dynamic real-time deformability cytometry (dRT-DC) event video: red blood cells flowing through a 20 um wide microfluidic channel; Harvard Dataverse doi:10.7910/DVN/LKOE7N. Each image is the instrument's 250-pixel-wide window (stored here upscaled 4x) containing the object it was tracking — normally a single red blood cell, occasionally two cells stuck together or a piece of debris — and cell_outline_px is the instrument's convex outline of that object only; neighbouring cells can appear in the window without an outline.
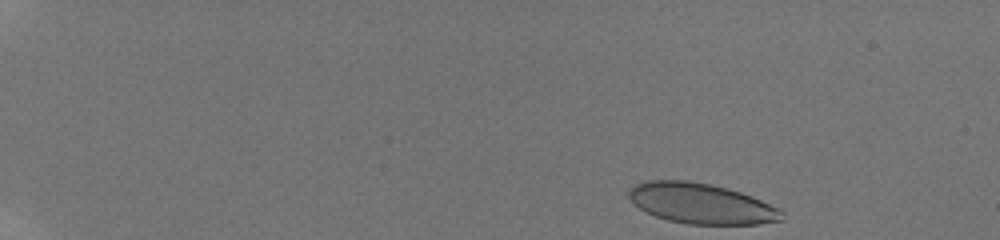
{"species": "human", "species_latin": "Homo sapiens", "temperature_condition": "room temperature", "stored_images_in_passage": 14, "camera_frame_rate_fps": 3000, "um_per_image_px": 0.085, "donor": {"sex": "male"}, "frame": {"image": 1, "passage_image": 1, "time_ms": 0.0, "image_size_px": [1000, 240], "cell_outline_px": [[784, 220], [760, 224], [688, 224], [668, 220], [656, 216], [640, 208], [628, 196], [628, 192], [636, 184], [644, 180], [688, 180], [728, 188], [752, 196], [780, 208], [784, 212]], "centroid_in_image_um": [59.65, 17.3], "position_along_channel_um": 25.3, "area_um2": 36.01}}
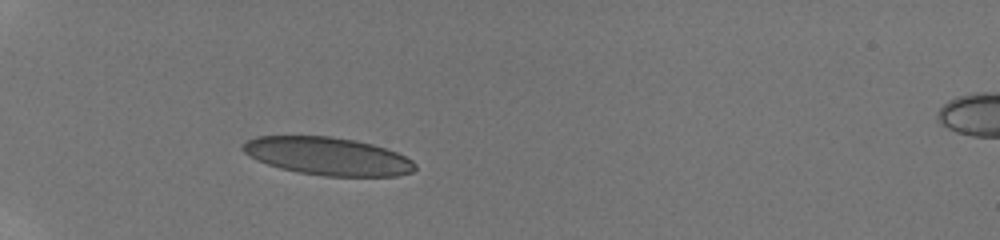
{"frame": {"image": 2, "passage_image": 9, "time_ms": 3.667, "image_size_px": [1000, 240], "cell_outline_px": [[416, 168], [412, 172], [396, 176], [324, 176], [300, 172], [280, 168], [256, 160], [248, 156], [240, 148], [248, 140], [256, 136], [328, 136], [356, 140], [372, 144], [396, 152], [412, 160], [416, 164]], "centroid_in_image_um": [27.85, 13.27], "position_along_channel_um": 57.2, "area_um2": 37.92}}
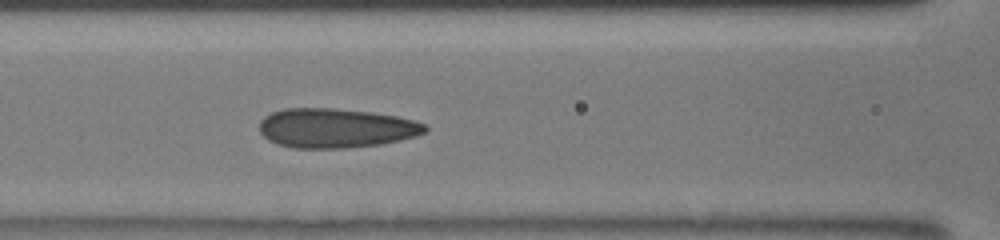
{"frame": {"image": 3, "passage_image": 14, "time_ms": 6.333, "image_size_px": [1000, 240], "cell_outline_px": [[428, 132], [416, 136], [400, 140], [380, 144], [348, 148], [296, 148], [276, 144], [268, 140], [260, 132], [260, 120], [264, 116], [272, 112], [284, 108], [332, 108], [372, 112], [396, 116], [412, 120], [424, 124], [428, 128]], "centroid_in_image_um": [28.54, 10.89], "position_along_channel_um": 138.1, "area_um2": 38.21}}